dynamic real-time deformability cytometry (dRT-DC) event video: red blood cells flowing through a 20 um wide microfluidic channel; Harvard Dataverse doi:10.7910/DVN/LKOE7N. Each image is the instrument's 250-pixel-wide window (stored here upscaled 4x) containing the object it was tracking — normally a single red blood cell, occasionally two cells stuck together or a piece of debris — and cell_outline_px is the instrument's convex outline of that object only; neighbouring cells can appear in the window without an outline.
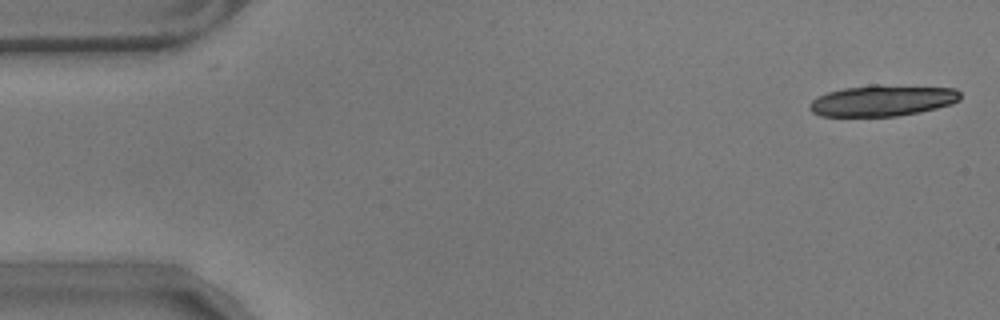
{"species": "common noctule bat (a hibernating species)", "species_latin": "Nyctalus noctula", "temperature_condition": "warm", "stored_images_in_passage": 18, "camera_frame_rate_fps": 3000, "um_per_image_px": 0.085, "animal": {"sex": "male", "body_mass_g": 17.9}, "frame": {"image": 1, "passage_image": 1, "time_ms": 0.0, "image_size_px": [1000, 320], "cell_outline_px": [[960, 100], [952, 104], [936, 108], [896, 116], [820, 116], [812, 112], [808, 108], [808, 104], [816, 96], [828, 92], [844, 88], [872, 84], [880, 84], [956, 88], [960, 92]], "centroid_in_image_um": [74.99, 8.53], "position_along_channel_um": 10.0, "area_um2": 27.57}}